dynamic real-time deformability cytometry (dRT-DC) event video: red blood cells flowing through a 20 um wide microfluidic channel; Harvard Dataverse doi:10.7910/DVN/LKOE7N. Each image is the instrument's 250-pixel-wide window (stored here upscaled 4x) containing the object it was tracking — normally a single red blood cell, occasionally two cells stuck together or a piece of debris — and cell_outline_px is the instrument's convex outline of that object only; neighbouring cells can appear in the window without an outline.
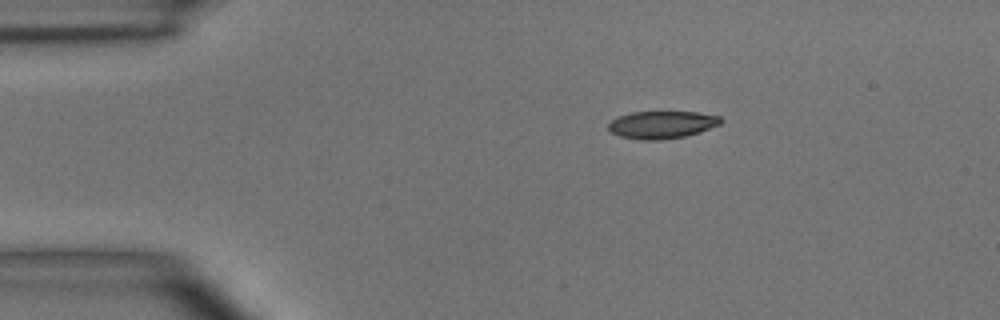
{"species": "common noctule bat (a hibernating species)", "species_latin": "Nyctalus noctula", "temperature_condition": "room temperature", "stored_images_in_passage": 5, "camera_frame_rate_fps": 3000, "um_per_image_px": 0.085, "animal": {"sex": "male", "body_mass_g": 15.6}, "frame": {"image": 1, "passage_image": 1, "time_ms": 0.0, "image_size_px": [1000, 320], "cell_outline_px": [[724, 120], [720, 124], [700, 132], [684, 136], [660, 140], [640, 140], [620, 136], [612, 132], [608, 128], [608, 124], [616, 116], [632, 112], [696, 112], [720, 116]], "centroid_in_image_um": [56.26, 10.6], "position_along_channel_um": 28.7, "area_um2": 18.03}}
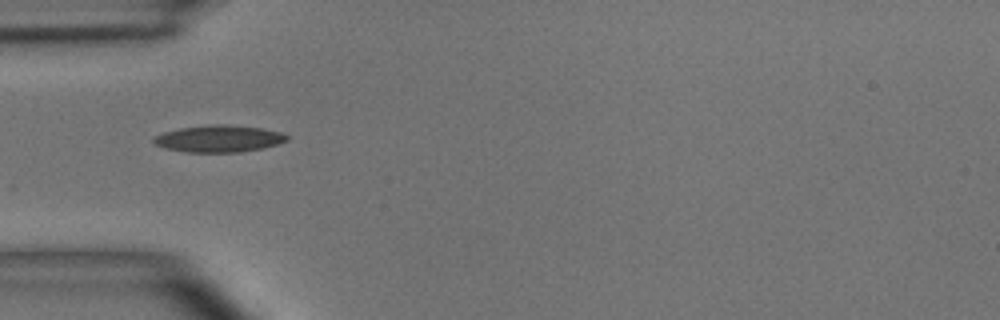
{"frame": {"image": 2, "passage_image": 3, "time_ms": 2.333, "image_size_px": [1000, 320], "cell_outline_px": [[288, 140], [264, 148], [240, 152], [188, 152], [164, 148], [156, 144], [152, 140], [156, 136], [164, 132], [180, 128], [208, 124], [224, 124], [260, 128], [280, 132], [288, 136]], "centroid_in_image_um": [18.6, 11.78], "position_along_channel_um": 66.4, "area_um2": 20.75}}
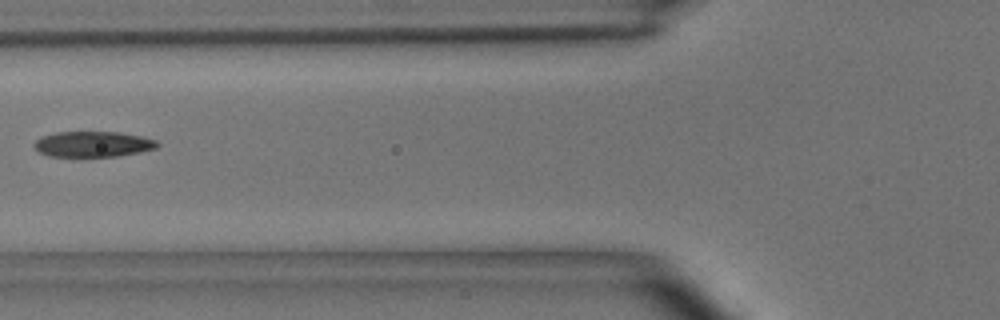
{"frame": {"image": 3, "passage_image": 4, "time_ms": 3.667, "image_size_px": [1000, 320], "cell_outline_px": [[160, 144], [156, 148], [140, 152], [116, 156], [48, 156], [40, 152], [32, 144], [40, 136], [56, 132], [120, 132], [144, 136], [156, 140]], "centroid_in_image_um": [7.91, 12.24], "position_along_channel_um": 117.9, "area_um2": 18.44}}